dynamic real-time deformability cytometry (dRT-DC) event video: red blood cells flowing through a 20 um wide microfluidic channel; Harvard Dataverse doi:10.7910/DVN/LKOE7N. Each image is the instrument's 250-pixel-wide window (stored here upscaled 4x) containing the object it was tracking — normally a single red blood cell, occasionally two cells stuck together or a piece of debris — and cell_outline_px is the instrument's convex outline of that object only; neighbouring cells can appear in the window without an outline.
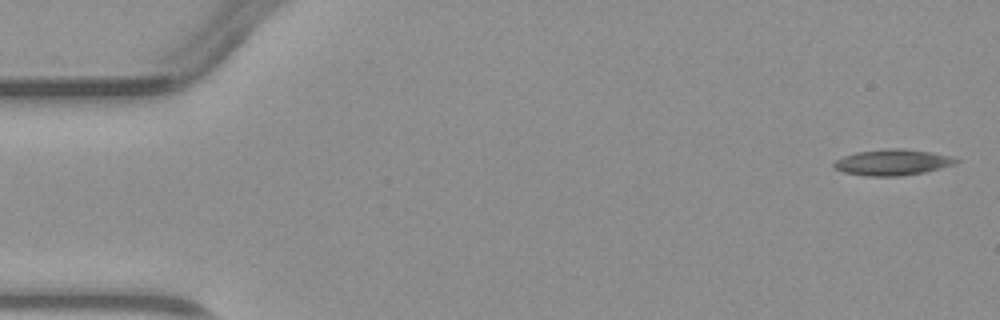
{"species": "common noctule bat (a hibernating species)", "species_latin": "Nyctalus noctula", "temperature_condition": "warm", "stored_images_in_passage": 4, "camera_frame_rate_fps": 3000, "um_per_image_px": 0.085, "animal": {"sex": "male", "body_mass_g": 23.1, "forearm_length_mm": 52.7}, "frame": {"image": 1, "passage_image": 1, "time_ms": 0.0, "image_size_px": [1000, 320], "cell_outline_px": [[960, 160], [956, 164], [924, 172], [900, 176], [864, 176], [844, 172], [832, 168], [832, 164], [836, 160], [844, 156], [856, 152], [888, 148], [904, 148], [932, 152], [952, 156]], "centroid_in_image_um": [75.86, 13.79], "position_along_channel_um": 9.1, "area_um2": 18.67}}